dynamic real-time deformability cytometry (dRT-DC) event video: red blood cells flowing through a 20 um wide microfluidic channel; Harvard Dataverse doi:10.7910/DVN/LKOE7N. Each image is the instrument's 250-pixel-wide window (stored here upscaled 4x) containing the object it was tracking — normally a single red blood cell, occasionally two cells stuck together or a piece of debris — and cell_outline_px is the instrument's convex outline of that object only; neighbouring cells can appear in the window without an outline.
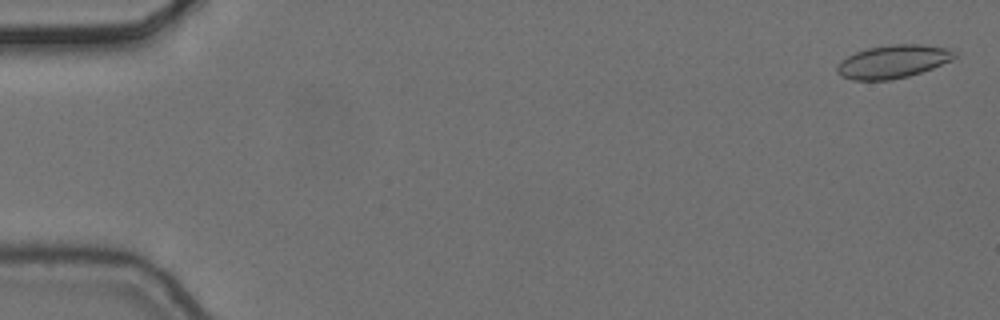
{"species": "common noctule bat (a hibernating species)", "species_latin": "Nyctalus noctula", "temperature_condition": "cold", "stored_images_in_passage": 3, "camera_frame_rate_fps": 3000, "um_per_image_px": 0.085, "animal": {"sex": "female", "body_mass_g": 24.6, "forearm_length_mm": 56.2}, "frame": {"image": 1, "passage_image": 1, "time_ms": 0.0, "image_size_px": [1000, 320], "cell_outline_px": [[956, 56], [952, 60], [932, 68], [908, 76], [892, 80], [852, 80], [840, 76], [836, 72], [836, 68], [848, 56], [856, 52], [868, 48], [892, 44], [920, 44], [952, 48], [956, 52]], "centroid_in_image_um": [75.94, 5.23], "position_along_channel_um": 9.1, "area_um2": 22.66}}